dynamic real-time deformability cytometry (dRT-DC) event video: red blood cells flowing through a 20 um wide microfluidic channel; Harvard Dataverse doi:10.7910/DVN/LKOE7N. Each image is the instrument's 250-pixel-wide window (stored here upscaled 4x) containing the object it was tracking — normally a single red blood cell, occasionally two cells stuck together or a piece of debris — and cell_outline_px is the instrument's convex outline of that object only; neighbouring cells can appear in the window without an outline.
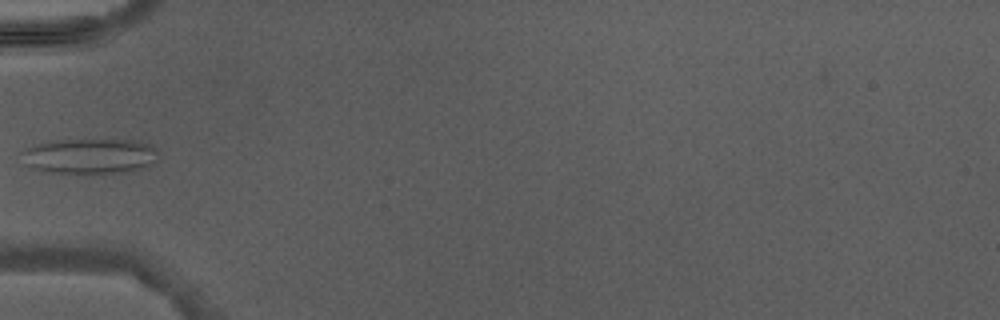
{"species": "Egyptian fruit bat (a non-hibernating species)", "species_latin": "Rousettus aegyptiacus", "temperature_condition": "warm", "stored_images_in_passage": 5, "camera_frame_rate_fps": 3000, "um_per_image_px": 0.085, "animal": {"sex": "male"}, "frame": {"image": 1, "passage_image": 5, "time_ms": 5.667, "image_size_px": [1000, 320], "cell_outline_px": [[156, 160], [140, 168], [124, 172], [52, 172], [32, 168], [28, 164], [20, 152], [36, 144], [52, 140], [136, 140], [148, 144], [156, 152]], "centroid_in_image_um": [7.6, 13.24], "position_along_channel_um": 77.4, "area_um2": 27.22}}